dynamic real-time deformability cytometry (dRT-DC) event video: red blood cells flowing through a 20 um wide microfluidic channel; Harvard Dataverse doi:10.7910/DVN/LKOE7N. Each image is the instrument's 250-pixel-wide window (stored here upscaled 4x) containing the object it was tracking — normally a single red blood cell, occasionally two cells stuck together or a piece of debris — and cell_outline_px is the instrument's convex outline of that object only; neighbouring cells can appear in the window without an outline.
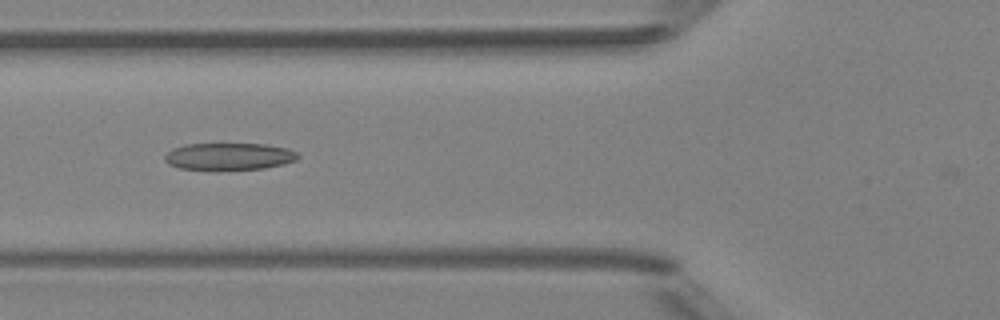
{"species": "Egyptian fruit bat (a non-hibernating species)", "species_latin": "Rousettus aegyptiacus", "temperature_condition": "room temperature", "stored_images_in_passage": 5, "camera_frame_rate_fps": 3000, "um_per_image_px": 0.085, "animal": {"sex": "female"}, "frame": {"image": 1, "passage_image": 5, "time_ms": 5.333, "image_size_px": [1000, 320], "cell_outline_px": [[300, 156], [296, 160], [284, 164], [264, 168], [220, 172], [216, 172], [180, 168], [168, 164], [164, 160], [164, 156], [172, 148], [184, 144], [264, 144], [288, 148], [296, 152]], "centroid_in_image_um": [19.44, 13.33], "position_along_channel_um": 106.4, "area_um2": 21.79}}